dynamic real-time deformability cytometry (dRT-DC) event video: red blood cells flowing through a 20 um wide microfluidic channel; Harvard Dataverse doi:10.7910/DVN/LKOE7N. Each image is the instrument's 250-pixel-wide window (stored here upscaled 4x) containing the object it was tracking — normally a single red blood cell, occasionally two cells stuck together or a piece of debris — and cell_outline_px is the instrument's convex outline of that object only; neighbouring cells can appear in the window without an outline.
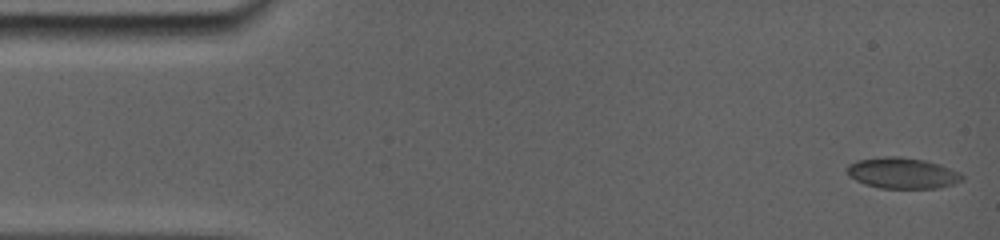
{"species": "common noctule bat (a hibernating species)", "species_latin": "Nyctalus noctula", "temperature_condition": "room temperature", "stored_images_in_passage": 72, "camera_frame_rate_fps": 5000, "um_per_image_px": 0.085, "animal": {"sex": "female", "body_mass_g": 19.0, "forearm_length_mm": 56.7}, "frame": {"image": 1, "passage_image": 1, "time_ms": 0.0, "image_size_px": [1000, 240], "cell_outline_px": [[964, 176], [960, 180], [952, 184], [932, 188], [880, 188], [856, 180], [848, 172], [848, 168], [852, 164], [860, 160], [920, 160], [936, 164], [956, 172]], "centroid_in_image_um": [76.74, 14.79], "position_along_channel_um": 8.3, "area_um2": 18.67}}
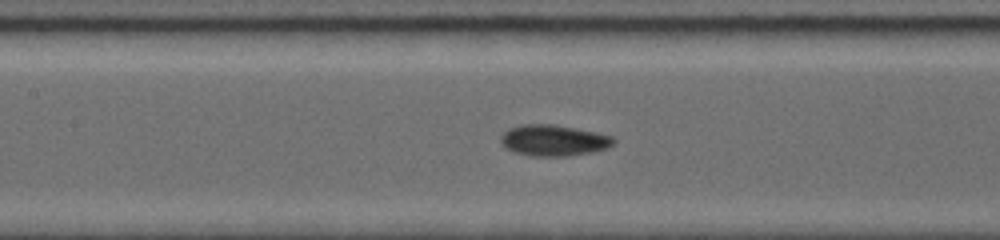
{"frame": {"image": 2, "passage_image": 31, "time_ms": 7.0, "image_size_px": [1000, 240], "cell_outline_px": [[612, 144], [604, 148], [592, 152], [568, 156], [532, 156], [516, 152], [508, 148], [500, 140], [504, 132], [512, 128], [524, 124], [548, 124], [592, 132], [612, 136]], "centroid_in_image_um": [47.02, 11.95], "position_along_channel_um": 160.4, "area_um2": 19.59}}
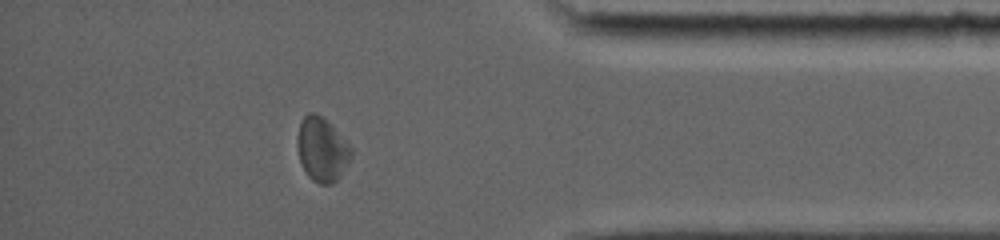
{"frame": {"image": 3, "passage_image": 62, "time_ms": 13.8, "image_size_px": [1000, 240], "cell_outline_px": [[352, 156], [348, 164], [340, 176], [332, 184], [320, 184], [312, 180], [308, 176], [300, 160], [296, 144], [296, 136], [300, 124], [304, 116], [308, 112], [316, 112], [352, 148]], "centroid_in_image_um": [27.34, 12.73], "position_along_channel_um": 407.9, "area_um2": 19.77}, "authors_computed_cell_mechanics": {"area_um2": 19.0451, "velocity_mm_per_s": 3.845, "shape_relaxation_time_tau1_ms": 6.443, "shape_relaxation_time_tau2_ms": 2.3974, "deformation_change_tau1": 0.1194, "deformation_change_tau2": 0.0631}}